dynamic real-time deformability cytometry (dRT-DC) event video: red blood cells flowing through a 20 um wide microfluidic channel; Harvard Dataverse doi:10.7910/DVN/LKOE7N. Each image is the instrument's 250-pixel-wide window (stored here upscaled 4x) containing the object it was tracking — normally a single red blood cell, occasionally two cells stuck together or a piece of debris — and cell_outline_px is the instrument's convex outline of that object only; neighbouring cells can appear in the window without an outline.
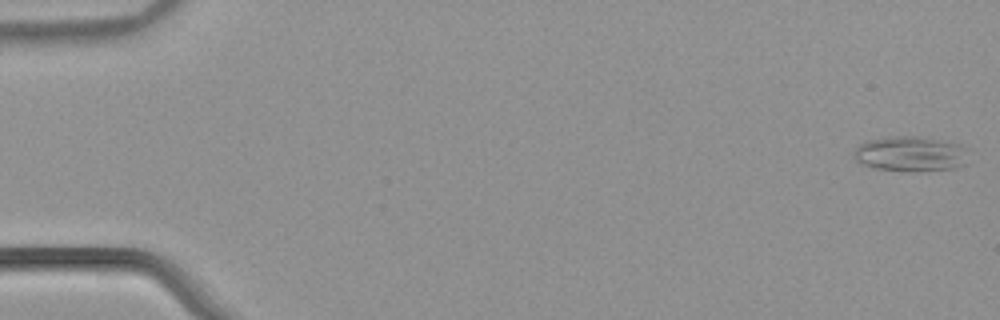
{"species": "common noctule bat (a hibernating species)", "species_latin": "Nyctalus noctula", "temperature_condition": "warm", "stored_images_in_passage": 54, "camera_frame_rate_fps": 3000, "um_per_image_px": 0.085, "animal": {"sex": "male", "body_mass_g": 21.5, "forearm_length_mm": 52.0}, "frame": {"image": 1, "passage_image": 1, "time_ms": 0.0, "image_size_px": [1000, 320], "cell_outline_px": [[968, 164], [956, 168], [908, 172], [876, 168], [864, 164], [856, 160], [852, 156], [852, 152], [860, 144], [868, 140], [888, 136], [924, 136], [960, 144], [968, 148]], "centroid_in_image_um": [77.45, 13.07], "position_along_channel_um": 7.5, "area_um2": 24.04}}
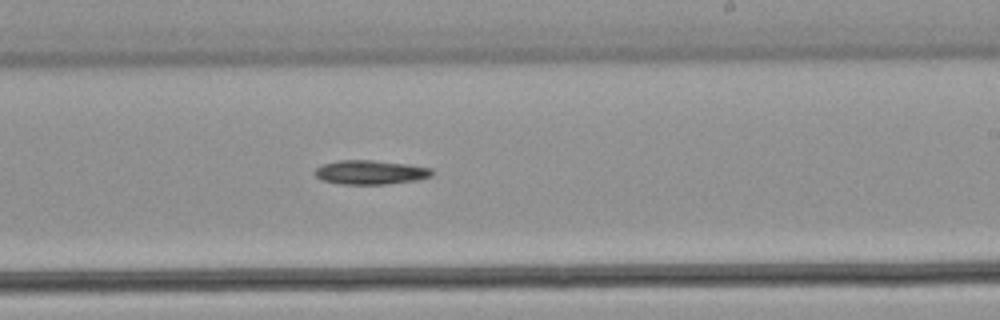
{"frame": {"image": 2, "passage_image": 33, "time_ms": 10.667, "image_size_px": [1000, 320], "cell_outline_px": [[432, 176], [416, 180], [384, 184], [340, 184], [320, 180], [316, 176], [316, 168], [320, 164], [336, 160], [372, 160], [408, 164], [432, 168]], "centroid_in_image_um": [31.45, 14.64], "position_along_channel_um": 257.5, "area_um2": 16.53}}
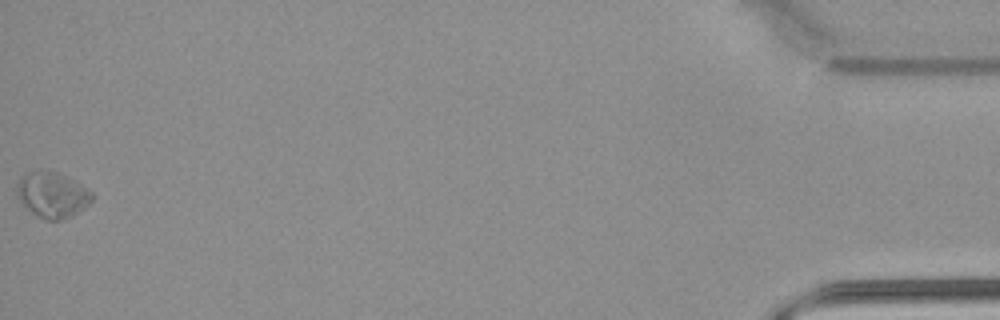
{"frame": {"image": 3, "passage_image": 54, "time_ms": 17.667, "image_size_px": [1000, 320], "cell_outline_px": [[92, 200], [88, 204], [72, 216], [64, 220], [44, 220], [36, 216], [20, 204], [16, 196], [16, 184], [20, 176], [28, 172], [44, 168], [48, 168], [60, 172], [76, 180], [92, 192]], "centroid_in_image_um": [4.39, 16.53], "position_along_channel_um": 430.8, "area_um2": 20.81}, "authors_computed_cell_mechanics": {"area_um2": 17.1377, "velocity_mm_per_s": 3.8612, "shape_relaxation_time_tau1_ms": 10.4226, "shape_relaxation_time_tau2_ms": null, "deformation_change_tau1": 0.0882, "deformation_change_tau2": null}}